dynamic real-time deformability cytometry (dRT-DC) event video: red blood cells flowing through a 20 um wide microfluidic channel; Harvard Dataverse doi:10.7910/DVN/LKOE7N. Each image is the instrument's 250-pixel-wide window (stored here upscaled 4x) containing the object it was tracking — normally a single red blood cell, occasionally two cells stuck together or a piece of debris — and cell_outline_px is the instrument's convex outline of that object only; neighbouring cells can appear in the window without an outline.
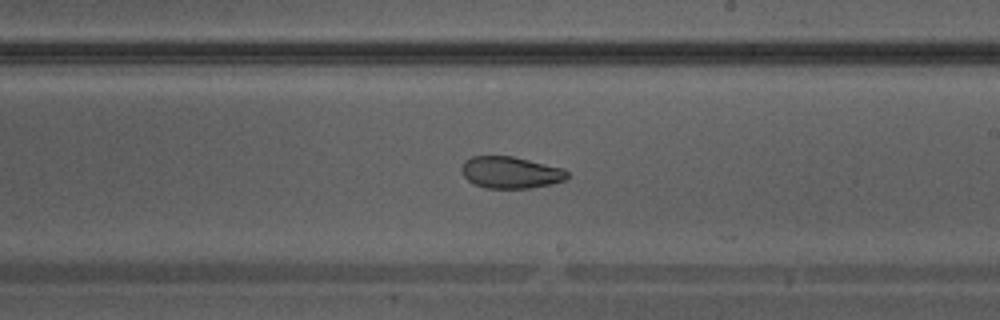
{"species": "Egyptian fruit bat (a non-hibernating species)", "species_latin": "Rousettus aegyptiacus", "temperature_condition": "warm", "stored_images_in_passage": 29, "camera_frame_rate_fps": 3000, "um_per_image_px": 0.085, "animal": {"sex": "male"}, "frame": {"image": 1, "passage_image": 13, "time_ms": 4.0, "image_size_px": [1000, 320], "cell_outline_px": [[568, 176], [564, 180], [552, 184], [528, 188], [484, 188], [472, 184], [464, 176], [460, 168], [464, 160], [472, 156], [512, 156], [564, 168], [568, 172]], "centroid_in_image_um": [43.37, 14.66], "position_along_channel_um": 245.6, "area_um2": 19.71}}